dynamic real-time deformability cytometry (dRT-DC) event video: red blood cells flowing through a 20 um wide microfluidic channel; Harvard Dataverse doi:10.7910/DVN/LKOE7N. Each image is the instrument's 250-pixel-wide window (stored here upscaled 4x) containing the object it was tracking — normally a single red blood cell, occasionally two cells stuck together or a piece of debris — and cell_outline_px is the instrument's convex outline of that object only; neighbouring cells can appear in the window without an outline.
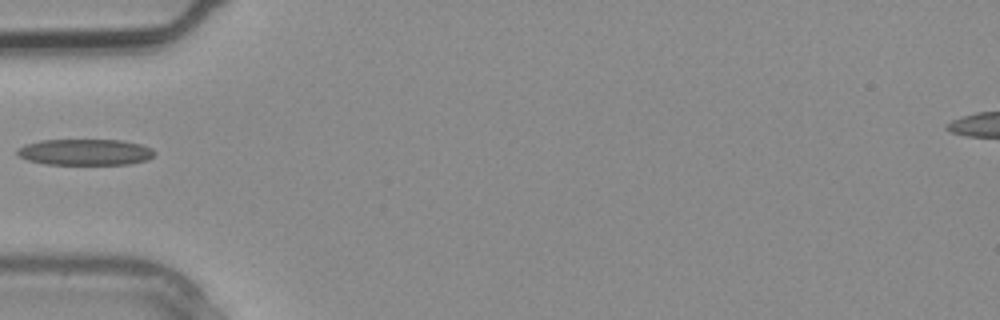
{"species": "common noctule bat (a hibernating species)", "species_latin": "Nyctalus noctula", "temperature_condition": "warm", "stored_images_in_passage": 3, "camera_frame_rate_fps": 3000, "um_per_image_px": 0.085, "animal": {"sex": "male", "body_mass_g": 20.4}, "frame": {"image": 1, "passage_image": 3, "time_ms": 0.667, "image_size_px": [1000, 320], "cell_outline_px": [[156, 152], [148, 160], [128, 164], [44, 164], [28, 160], [20, 156], [16, 152], [24, 144], [40, 140], [124, 140], [140, 144], [152, 148]], "centroid_in_image_um": [7.26, 12.92], "position_along_channel_um": 77.7, "area_um2": 20.92}}